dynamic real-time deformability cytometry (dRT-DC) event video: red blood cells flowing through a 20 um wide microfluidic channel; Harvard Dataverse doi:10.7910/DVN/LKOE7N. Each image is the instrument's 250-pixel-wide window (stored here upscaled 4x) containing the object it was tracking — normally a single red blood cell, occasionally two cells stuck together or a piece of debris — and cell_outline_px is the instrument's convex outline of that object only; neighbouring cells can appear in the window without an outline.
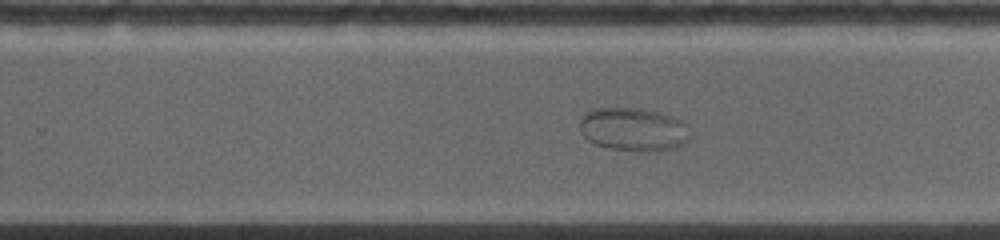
{"species": "common noctule bat (a hibernating species)", "species_latin": "Nyctalus noctula", "temperature_condition": "warm", "stored_images_in_passage": 39, "camera_frame_rate_fps": 5000, "um_per_image_px": 0.085, "animal": {"sex": "female", "body_mass_g": 19.0, "forearm_length_mm": 53.3}, "frame": {"image": 1, "passage_image": 23, "time_ms": 8.0, "image_size_px": [1000, 240], "cell_outline_px": [[692, 136], [684, 144], [672, 148], [652, 152], [648, 152], [608, 148], [596, 144], [588, 140], [580, 132], [580, 116], [584, 112], [592, 108], [640, 108], [664, 112], [684, 120], [688, 124]], "centroid_in_image_um": [53.89, 10.98], "position_along_channel_um": 275.9, "area_um2": 28.67}}
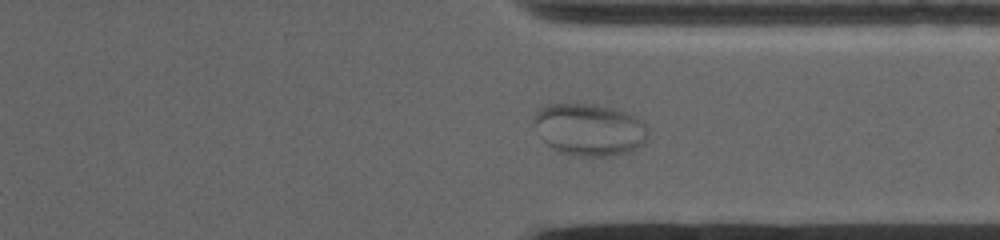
{"frame": {"image": 2, "passage_image": 29, "time_ms": 10.2, "image_size_px": [1000, 240], "cell_outline_px": [[648, 136], [644, 144], [636, 148], [624, 152], [608, 156], [572, 156], [560, 152], [548, 144], [544, 140], [532, 116], [540, 108], [548, 104], [592, 104], [612, 108], [636, 116], [644, 124], [648, 132]], "centroid_in_image_um": [50.11, 11.01], "position_along_channel_um": 361.3, "area_um2": 34.22}}
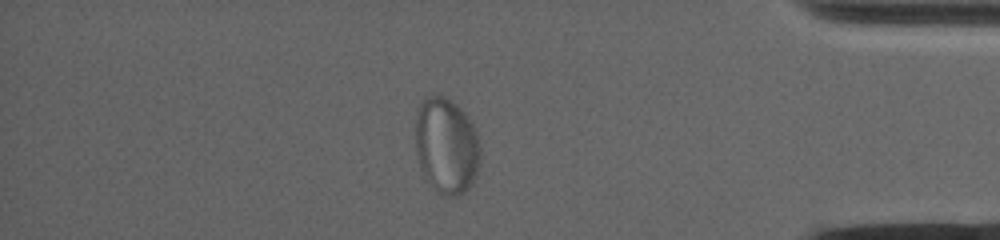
{"frame": {"image": 3, "passage_image": 34, "time_ms": 12.0, "image_size_px": [1000, 240], "cell_outline_px": [[480, 156], [476, 176], [472, 184], [460, 196], [448, 196], [436, 192], [424, 176], [420, 168], [416, 152], [416, 116], [420, 104], [428, 96], [444, 96], [456, 104], [468, 116], [476, 132], [480, 148]], "centroid_in_image_um": [37.95, 12.42], "position_along_channel_um": 397.3, "area_um2": 36.36}}